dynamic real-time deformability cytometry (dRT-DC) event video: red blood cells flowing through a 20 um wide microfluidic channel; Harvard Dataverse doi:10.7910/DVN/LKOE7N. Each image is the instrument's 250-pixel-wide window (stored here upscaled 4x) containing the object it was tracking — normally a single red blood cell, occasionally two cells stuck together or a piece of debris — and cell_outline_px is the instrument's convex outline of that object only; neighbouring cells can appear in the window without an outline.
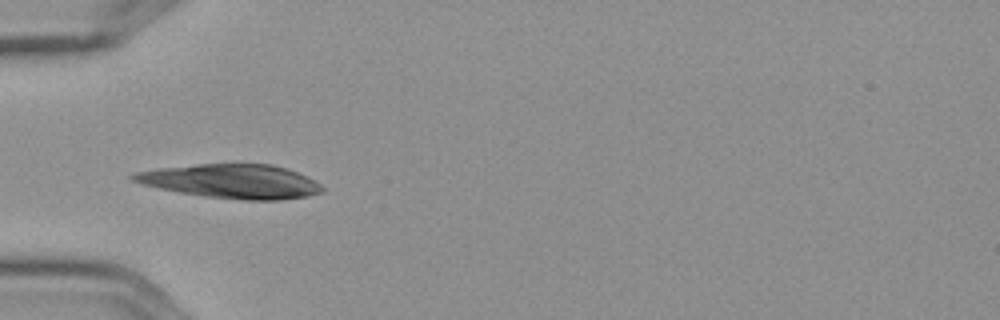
{"species": "Egyptian fruit bat (a non-hibernating species)", "species_latin": "Rousettus aegyptiacus", "temperature_condition": "cold", "stored_images_in_passage": 5, "camera_frame_rate_fps": 3000, "um_per_image_px": 0.085, "frame": {"image": 1, "passage_image": 4, "time_ms": 1.0, "image_size_px": [1000, 320], "cell_outline_px": [[324, 192], [308, 196], [280, 200], [244, 200], [204, 196], [180, 192], [160, 188], [144, 184], [132, 180], [128, 176], [136, 172], [156, 168], [196, 164], [272, 164], [288, 168], [320, 184], [324, 188]], "centroid_in_image_um": [19.68, 15.41], "position_along_channel_um": 65.3, "area_um2": 37.34}}
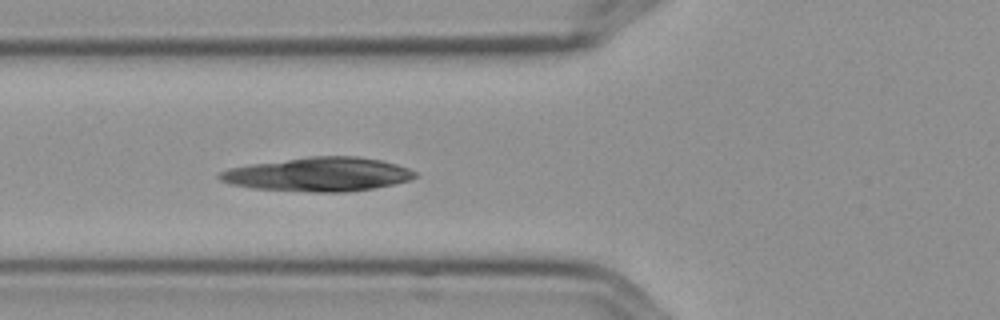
{"frame": {"image": 2, "passage_image": 5, "time_ms": 1.333, "image_size_px": [1000, 320], "cell_outline_px": [[416, 176], [408, 180], [392, 184], [372, 188], [344, 192], [312, 192], [252, 188], [228, 184], [220, 180], [216, 176], [220, 172], [228, 168], [252, 164], [308, 156], [356, 156], [380, 160], [396, 164], [408, 168], [416, 172]], "centroid_in_image_um": [27.01, 14.82], "position_along_channel_um": 98.8, "area_um2": 38.49}}